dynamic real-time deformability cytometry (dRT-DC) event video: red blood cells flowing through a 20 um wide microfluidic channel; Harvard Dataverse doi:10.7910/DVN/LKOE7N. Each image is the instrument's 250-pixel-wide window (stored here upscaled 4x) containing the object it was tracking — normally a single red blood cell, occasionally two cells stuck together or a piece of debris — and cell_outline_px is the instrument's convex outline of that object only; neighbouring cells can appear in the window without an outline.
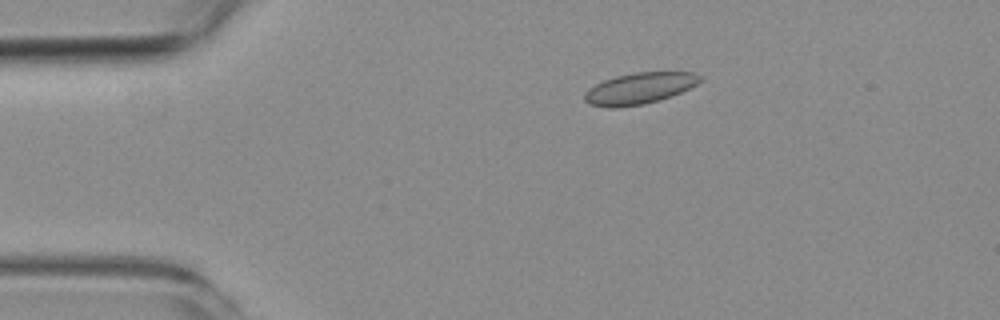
{"species": "common noctule bat (a hibernating species)", "species_latin": "Nyctalus noctula", "temperature_condition": "room temperature", "stored_images_in_passage": 5, "camera_frame_rate_fps": 3000, "um_per_image_px": 0.085, "animal": {"sex": "female", "body_mass_g": 19.3, "forearm_length_mm": 54.1}, "frame": {"image": 1, "passage_image": 2, "time_ms": 1.0, "image_size_px": [1000, 320], "cell_outline_px": [[704, 76], [696, 84], [680, 92], [660, 100], [644, 104], [616, 108], [608, 108], [588, 104], [584, 100], [584, 92], [588, 88], [604, 80], [616, 76], [636, 72], [696, 72]], "centroid_in_image_um": [54.32, 7.51], "position_along_channel_um": 30.7, "area_um2": 21.15}}
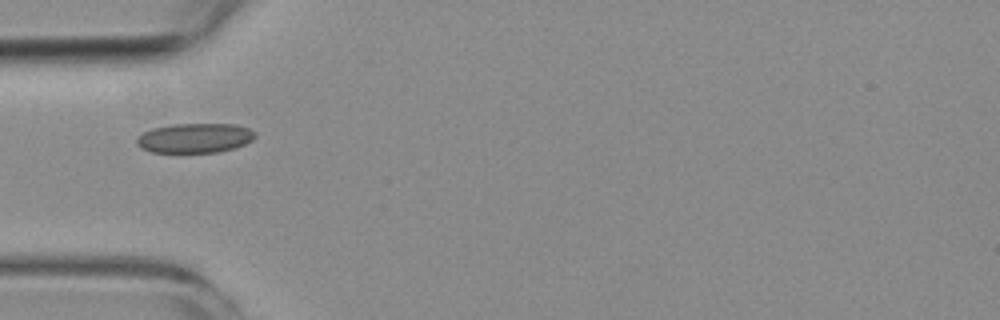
{"frame": {"image": 2, "passage_image": 4, "time_ms": 3.333, "image_size_px": [1000, 320], "cell_outline_px": [[256, 136], [252, 140], [236, 148], [216, 152], [152, 152], [140, 148], [136, 144], [136, 136], [152, 128], [172, 124], [236, 124], [248, 128], [256, 132]], "centroid_in_image_um": [16.55, 11.73], "position_along_channel_um": 68.5, "area_um2": 20.58}}
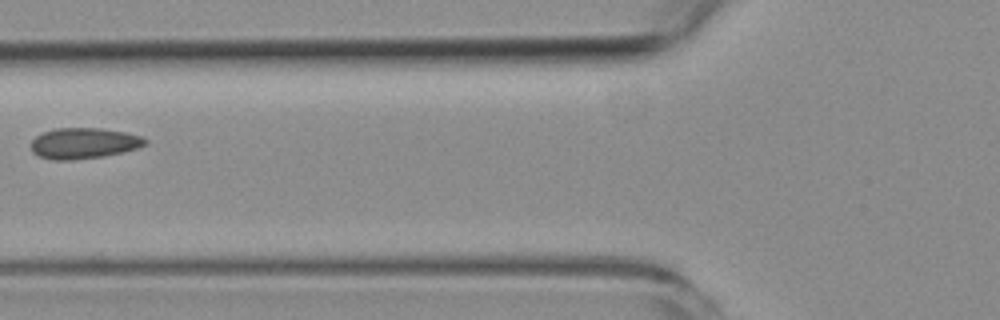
{"frame": {"image": 3, "passage_image": 5, "time_ms": 4.667, "image_size_px": [1000, 320], "cell_outline_px": [[148, 144], [124, 152], [104, 156], [72, 160], [52, 160], [40, 156], [32, 152], [32, 140], [36, 136], [44, 132], [56, 128], [100, 128], [124, 132], [144, 136], [148, 140]], "centroid_in_image_um": [7.16, 12.18], "position_along_channel_um": 118.6, "area_um2": 20.58}}